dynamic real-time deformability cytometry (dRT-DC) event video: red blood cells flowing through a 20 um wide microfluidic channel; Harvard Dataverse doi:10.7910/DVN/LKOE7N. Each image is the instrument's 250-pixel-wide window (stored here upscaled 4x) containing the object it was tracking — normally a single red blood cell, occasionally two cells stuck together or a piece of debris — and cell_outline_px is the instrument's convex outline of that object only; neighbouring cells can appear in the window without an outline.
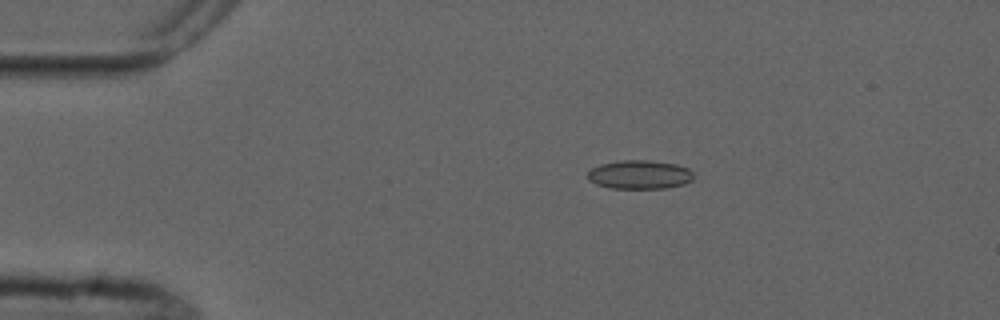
{"species": "common noctule bat (a hibernating species)", "species_latin": "Nyctalus noctula", "temperature_condition": "cold", "stored_images_in_passage": 5, "camera_frame_rate_fps": 3000, "um_per_image_px": 0.085, "animal": {"sex": "male", "forearm_length_mm": 52.5}, "frame": {"image": 1, "passage_image": 4, "time_ms": 3.333, "image_size_px": [1000, 320], "cell_outline_px": [[692, 180], [684, 184], [668, 188], [608, 188], [596, 184], [588, 180], [588, 172], [592, 168], [600, 164], [620, 160], [644, 160], [676, 164], [688, 168], [692, 172]], "centroid_in_image_um": [54.35, 14.84], "position_along_channel_um": 30.7, "area_um2": 17.74}}